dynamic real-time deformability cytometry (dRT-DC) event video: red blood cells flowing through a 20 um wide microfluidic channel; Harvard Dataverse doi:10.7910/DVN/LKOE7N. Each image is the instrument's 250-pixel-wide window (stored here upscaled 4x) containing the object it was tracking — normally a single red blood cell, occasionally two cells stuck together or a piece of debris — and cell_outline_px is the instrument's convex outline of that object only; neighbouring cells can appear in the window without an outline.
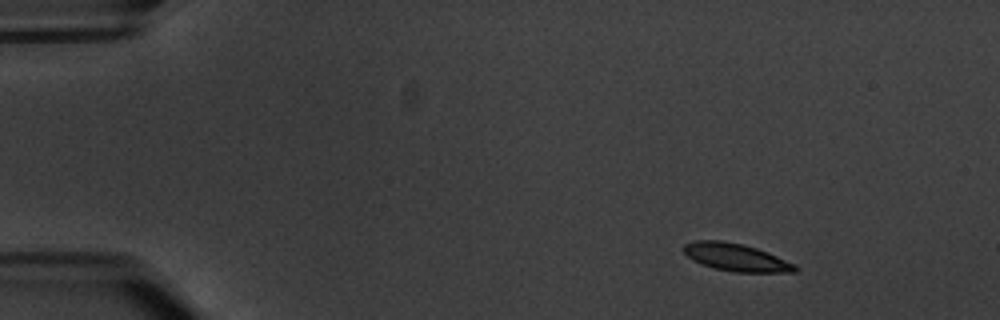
{"species": "common noctule bat (a hibernating species)", "species_latin": "Nyctalus noctula", "temperature_condition": "warm", "stored_images_in_passage": 5, "camera_frame_rate_fps": 3000, "um_per_image_px": 0.085, "animal": {"sex": "male", "body_mass_g": 20.1, "forearm_length_mm": 53.5}, "frame": {"image": 1, "passage_image": 2, "time_ms": 1.0, "image_size_px": [1000, 320], "cell_outline_px": [[800, 268], [796, 272], [736, 272], [716, 268], [692, 260], [684, 252], [684, 244], [696, 240], [724, 240], [744, 244], [768, 252], [796, 264]], "centroid_in_image_um": [62.61, 21.86], "position_along_channel_um": 22.4, "area_um2": 17.92}}
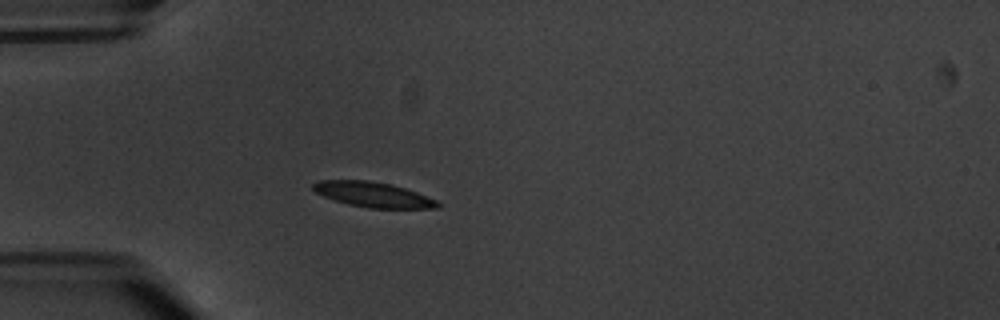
{"frame": {"image": 2, "passage_image": 4, "time_ms": 4.333, "image_size_px": [1000, 320], "cell_outline_px": [[440, 208], [368, 208], [348, 204], [324, 196], [316, 192], [312, 188], [312, 184], [320, 180], [368, 180], [392, 184], [416, 192], [436, 200], [440, 204]], "centroid_in_image_um": [31.72, 16.53], "position_along_channel_um": 53.3, "area_um2": 18.09}}